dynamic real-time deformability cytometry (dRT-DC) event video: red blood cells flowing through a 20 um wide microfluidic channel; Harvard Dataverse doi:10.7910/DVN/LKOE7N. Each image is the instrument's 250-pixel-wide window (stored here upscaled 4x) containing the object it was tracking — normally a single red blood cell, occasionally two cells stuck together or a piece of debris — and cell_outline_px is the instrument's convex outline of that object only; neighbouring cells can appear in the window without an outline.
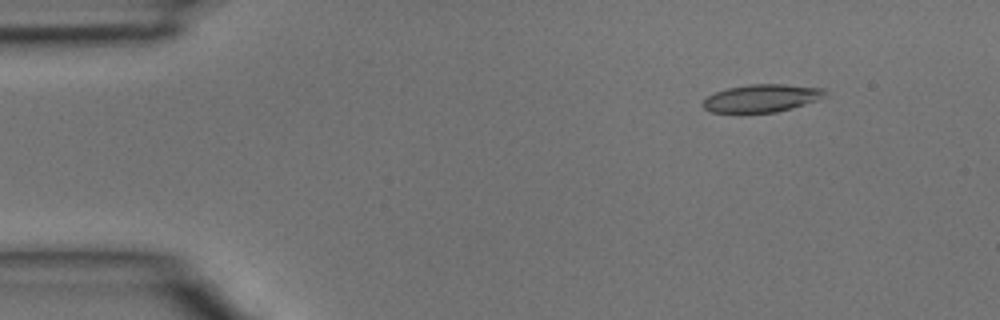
{"species": "common noctule bat (a hibernating species)", "species_latin": "Nyctalus noctula", "temperature_condition": "room temperature", "stored_images_in_passage": 4, "camera_frame_rate_fps": 3000, "um_per_image_px": 0.085, "animal": {"sex": "male", "body_mass_g": 15.6}, "frame": {"image": 1, "passage_image": 2, "time_ms": 0.333, "image_size_px": [1000, 320], "cell_outline_px": [[828, 92], [824, 96], [816, 100], [792, 108], [776, 112], [708, 112], [700, 104], [708, 96], [716, 92], [728, 88], [748, 84], [784, 84], [824, 88]], "centroid_in_image_um": [64.73, 8.34], "position_along_channel_um": 20.3, "area_um2": 19.65}}
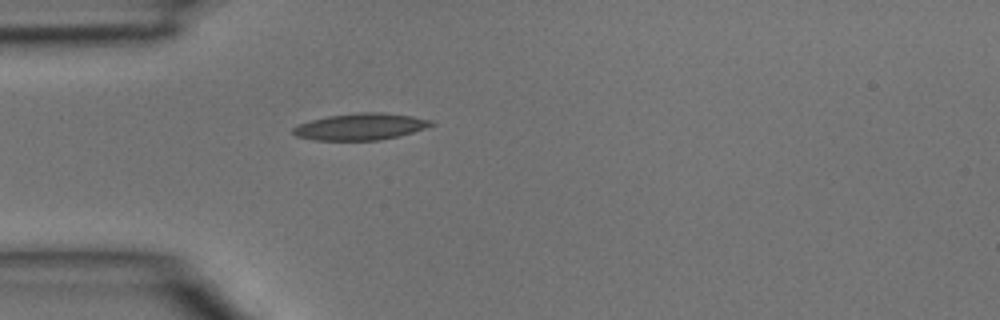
{"frame": {"image": 2, "passage_image": 4, "time_ms": 1.0, "image_size_px": [1000, 320], "cell_outline_px": [[436, 124], [400, 136], [380, 140], [316, 140], [296, 136], [292, 132], [292, 128], [300, 124], [312, 120], [328, 116], [356, 112], [380, 112], [412, 116], [432, 120]], "centroid_in_image_um": [30.66, 10.76], "position_along_channel_um": 54.3, "area_um2": 21.39}}